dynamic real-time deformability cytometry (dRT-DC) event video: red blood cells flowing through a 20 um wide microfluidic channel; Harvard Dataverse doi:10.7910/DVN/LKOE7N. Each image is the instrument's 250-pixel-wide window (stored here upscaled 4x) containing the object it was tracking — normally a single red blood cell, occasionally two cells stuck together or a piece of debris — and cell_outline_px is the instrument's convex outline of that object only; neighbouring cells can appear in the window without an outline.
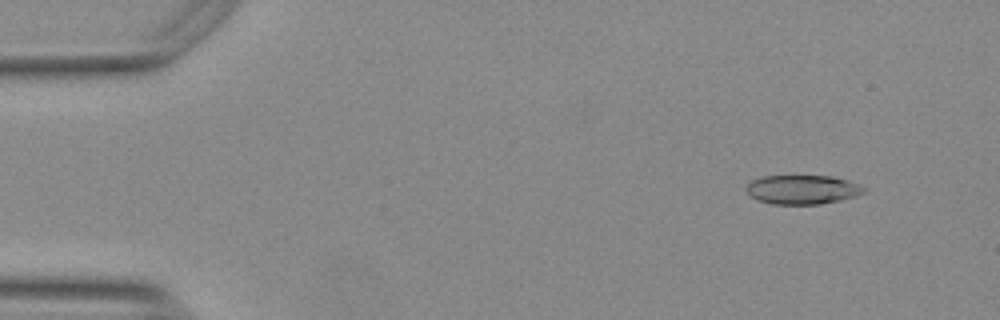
{"species": "Egyptian fruit bat (a non-hibernating species)", "species_latin": "Rousettus aegyptiacus", "temperature_condition": "warm", "stored_images_in_passage": 51, "camera_frame_rate_fps": 3000, "um_per_image_px": 0.085, "animal": {"sex": "female"}, "frame": {"image": 1, "passage_image": 2, "time_ms": 0.333, "image_size_px": [1000, 320], "cell_outline_px": [[864, 192], [856, 196], [840, 200], [820, 204], [772, 204], [756, 200], [744, 188], [752, 180], [760, 176], [832, 176], [848, 180], [864, 188]], "centroid_in_image_um": [68.17, 16.11], "position_along_channel_um": 16.8, "area_um2": 19.88}}
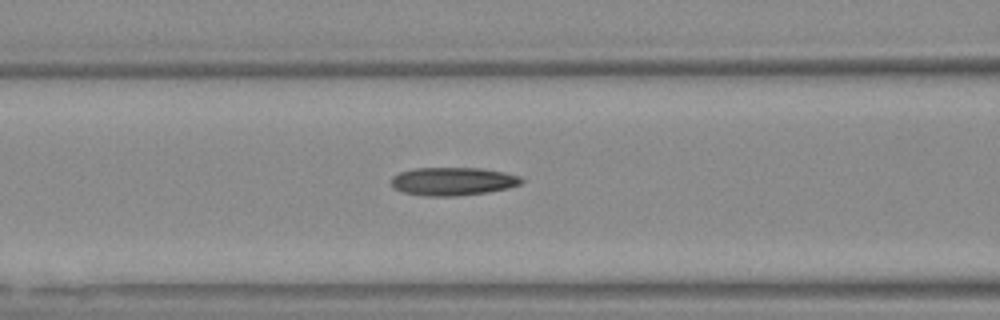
{"frame": {"image": 2, "passage_image": 19, "time_ms": 6.0, "image_size_px": [1000, 320], "cell_outline_px": [[524, 180], [520, 184], [508, 188], [488, 192], [452, 196], [424, 196], [400, 192], [392, 184], [392, 176], [400, 172], [416, 168], [480, 168], [504, 172], [520, 176]], "centroid_in_image_um": [38.49, 15.41], "position_along_channel_um": 128.1, "area_um2": 21.33}}
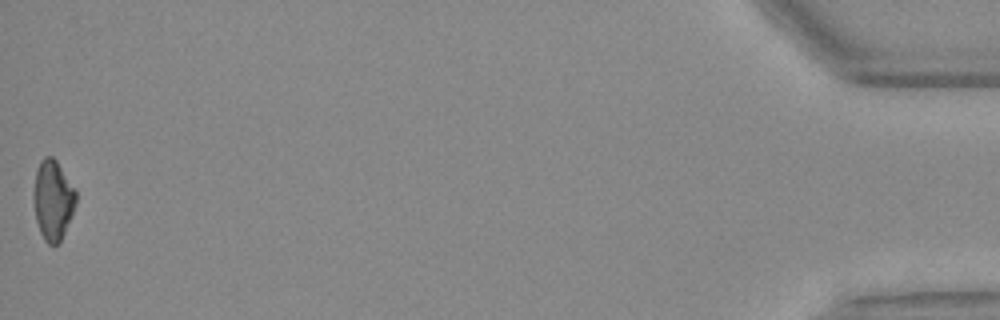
{"frame": {"image": 3, "passage_image": 51, "time_ms": 16.667, "image_size_px": [1000, 320], "cell_outline_px": [[76, 204], [60, 244], [48, 244], [44, 240], [40, 232], [36, 220], [32, 196], [32, 192], [36, 172], [40, 160], [44, 156], [52, 156], [56, 160], [76, 192]], "centroid_in_image_um": [4.47, 17.02], "position_along_channel_um": 430.7, "area_um2": 19.77}, "authors_computed_cell_mechanics": {"area_um2": 20.5768, "velocity_mm_per_s": 3.759, "shape_relaxation_time_tau1_ms": 5.2974, "shape_relaxation_time_tau2_ms": 6.054, "deformation_change_tau1": 0.1802, "deformation_change_tau2": 0.1741}}